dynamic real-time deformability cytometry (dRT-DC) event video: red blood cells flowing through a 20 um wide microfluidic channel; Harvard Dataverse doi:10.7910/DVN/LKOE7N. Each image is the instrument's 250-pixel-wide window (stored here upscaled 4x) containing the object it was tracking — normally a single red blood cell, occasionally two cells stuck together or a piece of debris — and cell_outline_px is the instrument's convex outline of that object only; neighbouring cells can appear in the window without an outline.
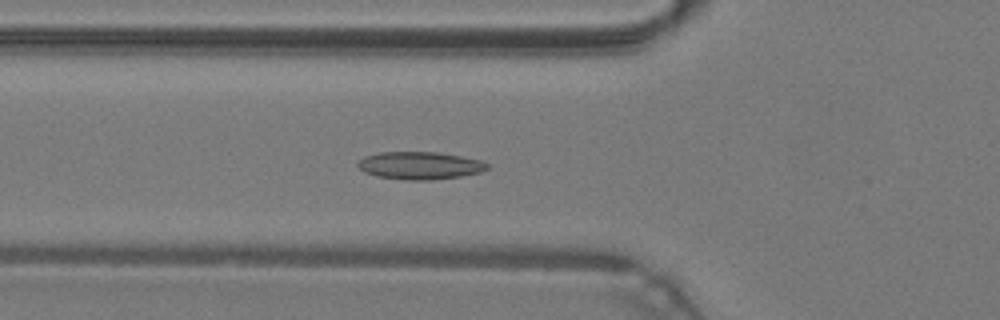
{"species": "common noctule bat (a hibernating species)", "species_latin": "Nyctalus noctula", "temperature_condition": "warm", "stored_images_in_passage": 32, "camera_frame_rate_fps": 3000, "um_per_image_px": 0.085, "animal": {"sex": "male", "body_mass_g": 19.2, "forearm_length_mm": 51.8}, "frame": {"image": 1, "passage_image": 18, "time_ms": 5.667, "image_size_px": [1000, 320], "cell_outline_px": [[488, 168], [480, 172], [460, 176], [432, 180], [408, 180], [376, 176], [364, 172], [356, 164], [364, 156], [380, 152], [436, 152], [484, 160], [488, 164]], "centroid_in_image_um": [35.69, 14.07], "position_along_channel_um": 90.1, "area_um2": 20.81}}
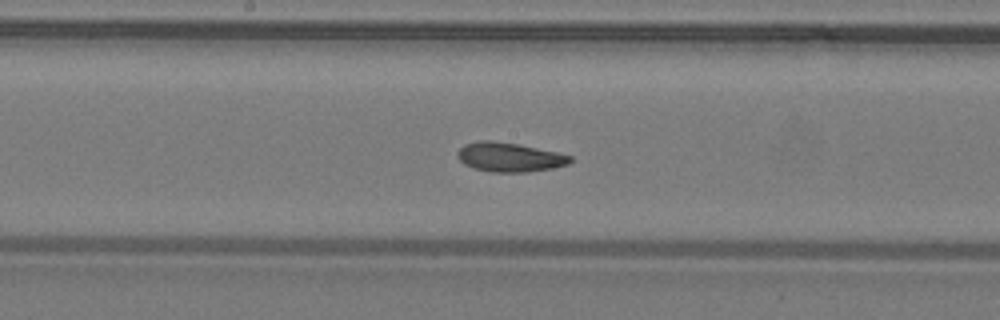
{"frame": {"image": 2, "passage_image": 26, "time_ms": 8.333, "image_size_px": [1000, 320], "cell_outline_px": [[572, 160], [568, 164], [552, 168], [528, 172], [492, 172], [472, 168], [464, 164], [456, 156], [456, 152], [464, 144], [480, 140], [488, 140], [516, 144], [556, 152], [572, 156]], "centroid_in_image_um": [43.26, 13.36], "position_along_channel_um": 204.9, "area_um2": 19.13}}
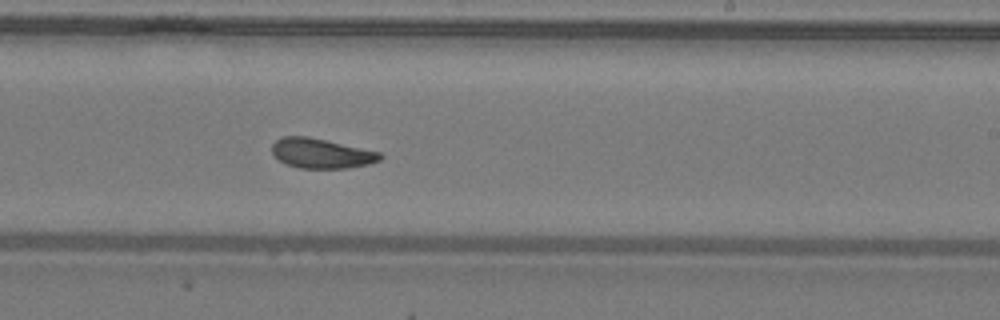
{"frame": {"image": 3, "passage_image": 30, "time_ms": 9.667, "image_size_px": [1000, 320], "cell_outline_px": [[384, 156], [380, 160], [368, 164], [348, 168], [300, 168], [288, 164], [272, 156], [272, 144], [276, 140], [284, 136], [308, 136], [380, 152]], "centroid_in_image_um": [27.3, 13.03], "position_along_channel_um": 261.7, "area_um2": 18.73}}